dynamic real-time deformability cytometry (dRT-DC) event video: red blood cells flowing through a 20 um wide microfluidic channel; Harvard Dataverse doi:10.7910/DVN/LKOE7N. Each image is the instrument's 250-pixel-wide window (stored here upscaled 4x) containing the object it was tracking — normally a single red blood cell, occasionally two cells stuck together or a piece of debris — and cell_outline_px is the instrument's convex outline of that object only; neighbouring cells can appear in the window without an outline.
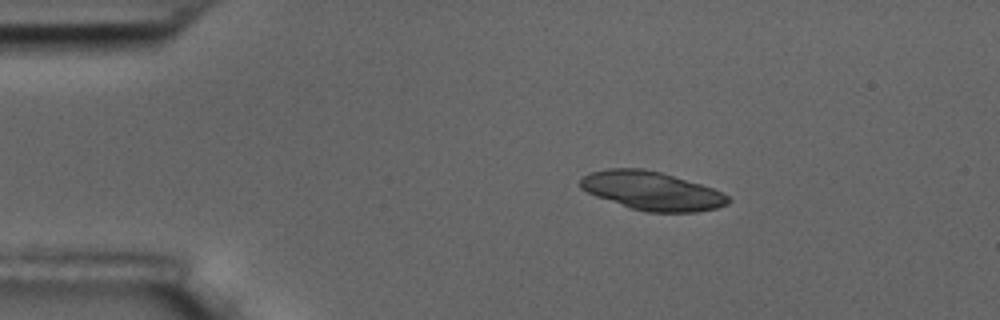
{"species": "common noctule bat (a hibernating species)", "species_latin": "Nyctalus noctula", "temperature_condition": "room temperature", "stored_images_in_passage": 5, "camera_frame_rate_fps": 3000, "um_per_image_px": 0.085, "animal": {"sex": "male", "body_mass_g": 17.5, "forearm_length_mm": 52.3}, "frame": {"image": 1, "passage_image": 2, "time_ms": 1.0, "image_size_px": [1000, 320], "cell_outline_px": [[732, 200], [728, 204], [716, 208], [696, 212], [644, 212], [596, 196], [580, 188], [580, 180], [584, 176], [592, 172], [608, 168], [644, 168], [660, 172], [700, 184], [712, 188], [728, 196]], "centroid_in_image_um": [55.41, 16.22], "position_along_channel_um": 29.6, "area_um2": 32.95}}